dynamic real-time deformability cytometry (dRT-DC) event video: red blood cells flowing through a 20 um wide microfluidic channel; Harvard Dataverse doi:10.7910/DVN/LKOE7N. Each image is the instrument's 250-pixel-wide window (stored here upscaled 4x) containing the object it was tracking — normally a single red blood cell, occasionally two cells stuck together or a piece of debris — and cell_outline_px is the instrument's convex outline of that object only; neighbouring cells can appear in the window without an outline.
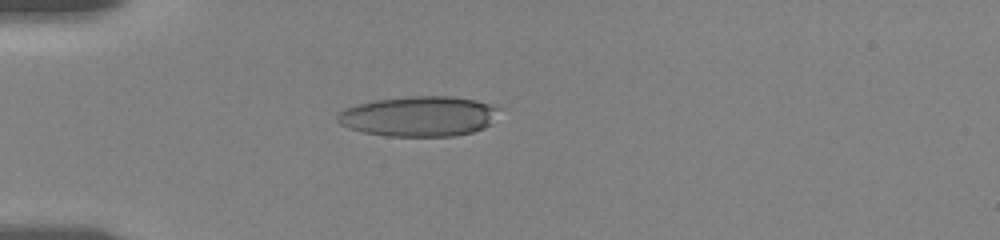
{"species": "human", "species_latin": "Homo sapiens", "temperature_condition": "room temperature", "stored_images_in_passage": 15, "camera_frame_rate_fps": 3000, "um_per_image_px": 0.085, "donor": {"sex": "female"}, "frame": {"image": 1, "passage_image": 6, "time_ms": 3.667, "image_size_px": [1000, 240], "cell_outline_px": [[500, 108], [492, 124], [484, 128], [472, 132], [452, 136], [388, 136], [364, 132], [348, 128], [340, 124], [336, 120], [336, 116], [344, 108], [356, 104], [376, 100], [408, 96], [452, 96], [476, 100]], "centroid_in_image_um": [35.6, 9.88], "position_along_channel_um": 49.4, "area_um2": 37.97}}
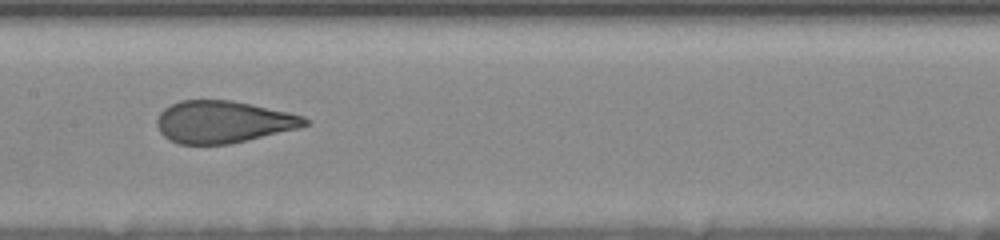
{"frame": {"image": 2, "passage_image": 12, "time_ms": 8.0, "image_size_px": [1000, 240], "cell_outline_px": [[308, 124], [300, 128], [248, 140], [228, 144], [180, 144], [168, 140], [160, 132], [156, 124], [156, 120], [160, 112], [164, 108], [180, 100], [232, 100], [252, 104], [288, 112], [304, 116], [308, 120]], "centroid_in_image_um": [18.96, 10.36], "position_along_channel_um": 188.4, "area_um2": 36.41}}
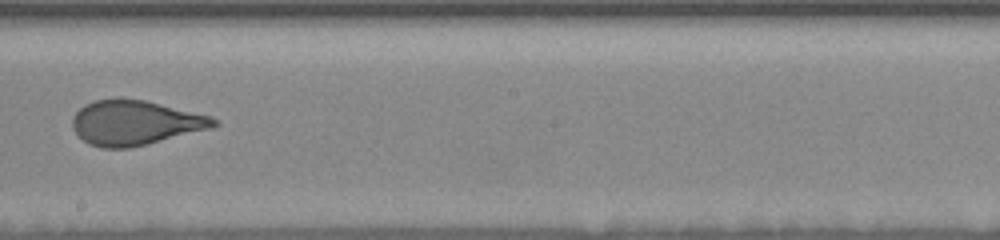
{"frame": {"image": 3, "passage_image": 14, "time_ms": 9.333, "image_size_px": [1000, 240], "cell_outline_px": [[220, 124], [212, 128], [148, 144], [128, 148], [100, 148], [88, 144], [72, 128], [72, 116], [84, 104], [96, 100], [120, 96], [144, 100], [212, 116]], "centroid_in_image_um": [11.47, 10.42], "position_along_channel_um": 236.7, "area_um2": 37.22}}